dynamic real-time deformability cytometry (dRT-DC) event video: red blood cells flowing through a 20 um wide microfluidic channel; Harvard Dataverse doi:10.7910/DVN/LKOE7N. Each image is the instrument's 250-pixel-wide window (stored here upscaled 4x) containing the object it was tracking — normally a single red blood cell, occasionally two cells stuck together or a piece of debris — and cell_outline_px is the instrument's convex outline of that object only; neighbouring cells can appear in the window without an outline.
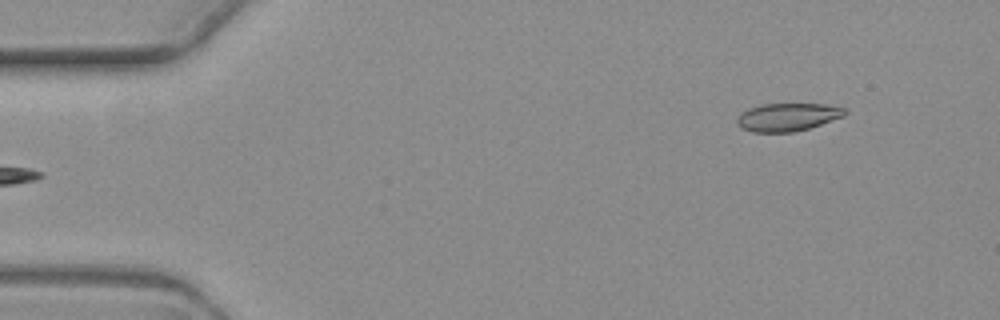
{"species": "common noctule bat (a hibernating species)", "species_latin": "Nyctalus noctula", "temperature_condition": "warm", "stored_images_in_passage": 5, "segment_of_instrument_passage": [2, 2], "camera_frame_rate_fps": 3000, "um_per_image_px": 0.085, "animal": {"sex": "female", "body_mass_g": 19.3, "forearm_length_mm": 54.1}, "frame": {"image": 1, "passage_image": 5, "time_ms": 4.667, "image_size_px": [1000, 320], "cell_outline_px": [[848, 112], [844, 116], [808, 128], [792, 132], [752, 132], [740, 128], [736, 124], [736, 120], [748, 108], [760, 104], [824, 104], [848, 108]], "centroid_in_image_um": [66.95, 9.94], "position_along_channel_um": 18.0, "area_um2": 17.57}}